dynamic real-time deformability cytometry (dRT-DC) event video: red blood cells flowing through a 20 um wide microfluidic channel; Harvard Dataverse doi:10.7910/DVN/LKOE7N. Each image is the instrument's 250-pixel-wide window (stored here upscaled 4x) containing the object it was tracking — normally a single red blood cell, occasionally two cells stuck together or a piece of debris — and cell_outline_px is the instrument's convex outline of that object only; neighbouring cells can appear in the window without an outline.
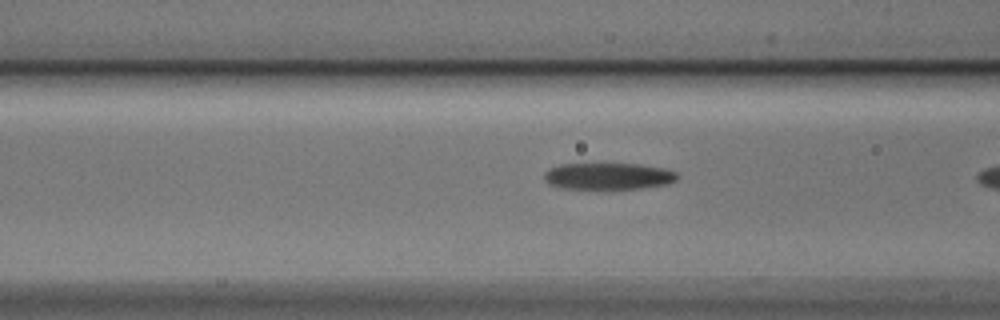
{"species": "Egyptian fruit bat (a non-hibernating species)", "species_latin": "Rousettus aegyptiacus", "temperature_condition": "cold", "stored_images_in_passage": 5, "camera_frame_rate_fps": 3000, "um_per_image_px": 0.085, "animal": {"sex": "male"}, "frame": {"image": 1, "passage_image": 4, "time_ms": 1.0, "image_size_px": [1000, 320], "cell_outline_px": [[676, 180], [668, 184], [640, 188], [604, 192], [560, 188], [548, 184], [544, 180], [544, 172], [560, 164], [640, 164], [664, 168], [676, 172]], "centroid_in_image_um": [51.65, 15.03], "position_along_channel_um": 114.9, "area_um2": 21.62}}